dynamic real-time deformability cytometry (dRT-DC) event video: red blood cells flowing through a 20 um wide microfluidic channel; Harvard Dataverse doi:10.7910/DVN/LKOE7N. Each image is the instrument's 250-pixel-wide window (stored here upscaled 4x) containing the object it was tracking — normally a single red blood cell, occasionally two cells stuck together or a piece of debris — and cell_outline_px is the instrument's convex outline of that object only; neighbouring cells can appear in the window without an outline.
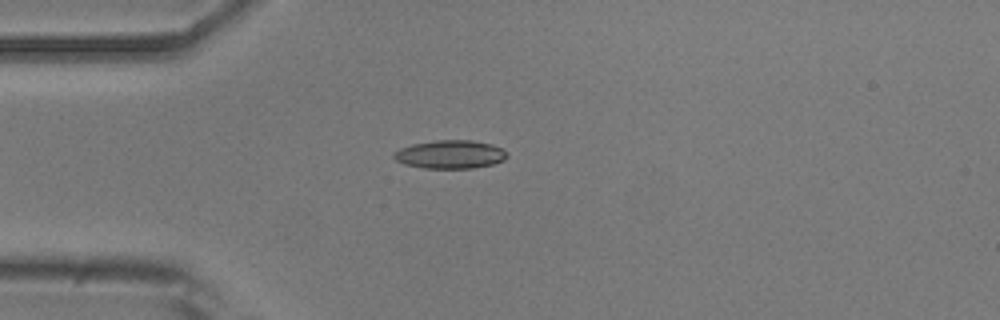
{"species": "common noctule bat (a hibernating species)", "species_latin": "Nyctalus noctula", "temperature_condition": "room temperature", "stored_images_in_passage": 1, "camera_frame_rate_fps": 3000, "um_per_image_px": 0.085, "animal": {"sex": "male", "body_mass_g": 20.5, "forearm_length_mm": 52.5}, "frame": {"image": 1, "passage_image": 1, "time_ms": 0.0, "image_size_px": [1000, 320], "cell_outline_px": [[508, 156], [504, 160], [492, 164], [472, 168], [424, 168], [404, 164], [396, 160], [392, 156], [400, 148], [412, 144], [436, 140], [472, 140], [492, 144], [504, 148], [508, 152]], "centroid_in_image_um": [38.31, 13.11], "position_along_channel_um": 46.7, "area_um2": 18.79}}